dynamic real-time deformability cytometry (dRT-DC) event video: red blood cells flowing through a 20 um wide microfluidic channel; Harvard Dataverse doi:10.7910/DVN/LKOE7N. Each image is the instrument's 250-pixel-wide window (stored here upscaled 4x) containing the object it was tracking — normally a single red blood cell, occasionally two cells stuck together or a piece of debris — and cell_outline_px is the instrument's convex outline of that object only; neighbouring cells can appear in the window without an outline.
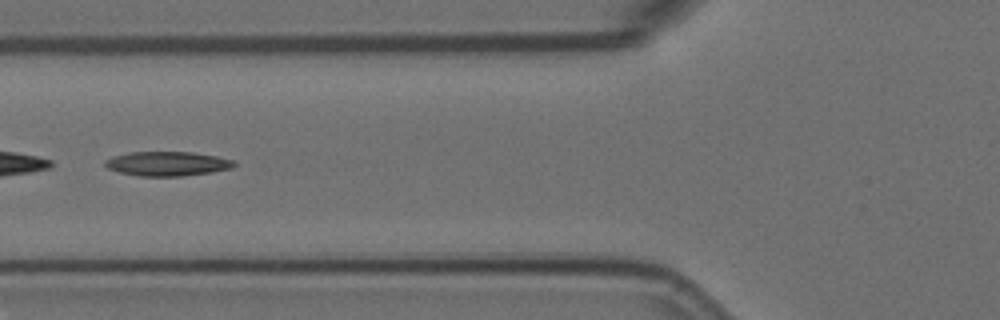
{"species": "Egyptian fruit bat (a non-hibernating species)", "species_latin": "Rousettus aegyptiacus", "temperature_condition": "room temperature", "stored_images_in_passage": 7, "camera_frame_rate_fps": 3000, "um_per_image_px": 0.085, "animal": {"sex": "female"}, "frame": {"image": 1, "passage_image": 5, "time_ms": 1.333, "image_size_px": [1000, 320], "cell_outline_px": [[236, 164], [232, 168], [212, 172], [184, 176], [136, 176], [120, 172], [108, 168], [104, 164], [104, 160], [112, 156], [128, 152], [192, 152], [216, 156], [232, 160]], "centroid_in_image_um": [14.19, 13.91], "position_along_channel_um": 111.6, "area_um2": 18.38}}
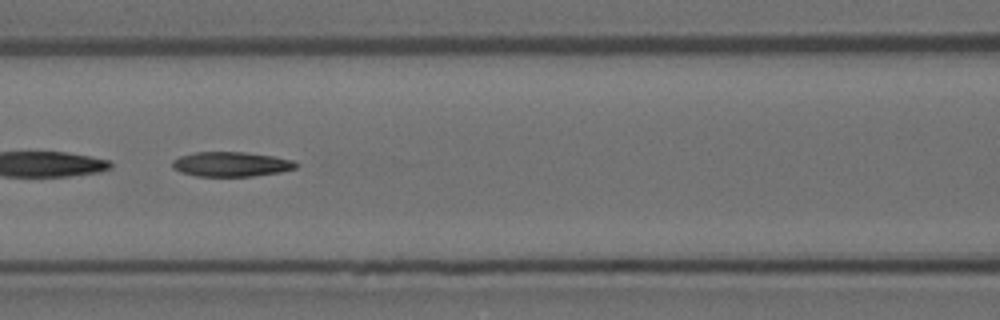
{"frame": {"image": 2, "passage_image": 6, "time_ms": 1.667, "image_size_px": [1000, 320], "cell_outline_px": [[300, 164], [296, 168], [280, 172], [252, 176], [196, 176], [180, 172], [172, 168], [172, 160], [180, 156], [196, 152], [244, 152], [272, 156], [296, 160]], "centroid_in_image_um": [19.66, 13.95], "position_along_channel_um": 146.9, "area_um2": 17.92}}